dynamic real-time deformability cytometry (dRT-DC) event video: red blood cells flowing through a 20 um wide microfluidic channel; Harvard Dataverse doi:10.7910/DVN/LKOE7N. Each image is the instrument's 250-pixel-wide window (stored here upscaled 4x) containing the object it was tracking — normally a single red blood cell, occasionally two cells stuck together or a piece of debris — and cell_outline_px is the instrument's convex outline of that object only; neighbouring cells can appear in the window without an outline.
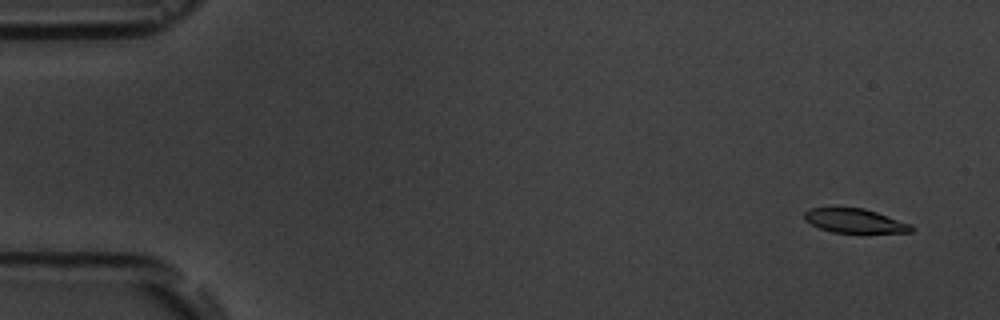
{"species": "common noctule bat (a hibernating species)", "species_latin": "Nyctalus noctula", "temperature_condition": "room temperature", "stored_images_in_passage": 4, "camera_frame_rate_fps": 3000, "um_per_image_px": 0.085, "animal": {"sex": "male", "body_mass_g": 19.5, "forearm_length_mm": 54.6}, "frame": {"image": 1, "passage_image": 1, "time_ms": 0.0, "image_size_px": [1000, 320], "cell_outline_px": [[916, 228], [912, 232], [832, 232], [820, 228], [804, 220], [804, 212], [808, 208], [864, 208], [912, 224]], "centroid_in_image_um": [72.67, 18.76], "position_along_channel_um": 12.3, "area_um2": 14.91}}
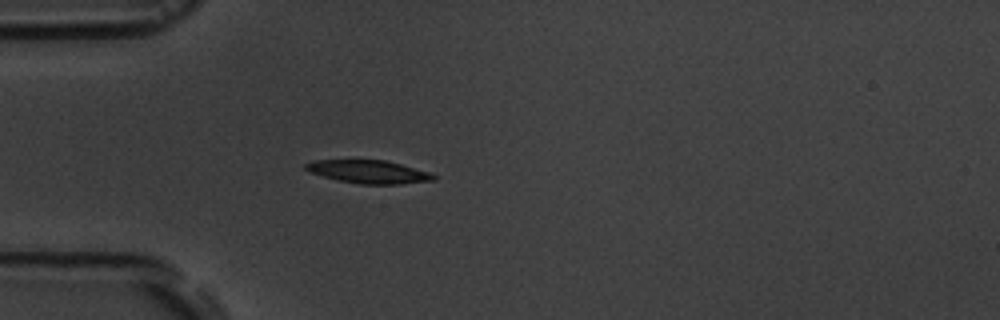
{"frame": {"image": 2, "passage_image": 4, "time_ms": 4.333, "image_size_px": [1000, 320], "cell_outline_px": [[436, 180], [400, 184], [360, 184], [336, 180], [312, 172], [304, 168], [304, 164], [312, 160], [384, 160], [432, 172], [436, 176]], "centroid_in_image_um": [31.37, 14.6], "position_along_channel_um": 53.6, "area_um2": 17.22}}